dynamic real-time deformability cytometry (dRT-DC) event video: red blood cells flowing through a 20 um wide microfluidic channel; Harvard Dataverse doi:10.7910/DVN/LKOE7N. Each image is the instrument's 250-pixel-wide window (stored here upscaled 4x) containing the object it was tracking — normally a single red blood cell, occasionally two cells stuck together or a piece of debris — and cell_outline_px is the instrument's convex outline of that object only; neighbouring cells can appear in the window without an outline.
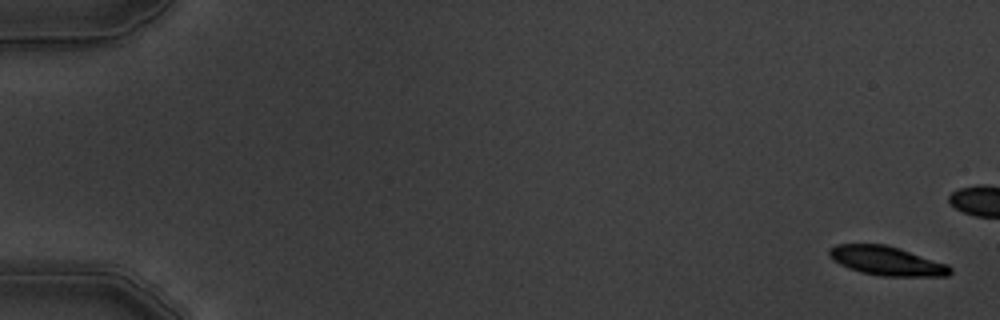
{"species": "common noctule bat (a hibernating species)", "species_latin": "Nyctalus noctula", "temperature_condition": "warm", "stored_images_in_passage": 5, "camera_frame_rate_fps": 3000, "um_per_image_px": 0.085, "animal": {"sex": "male", "body_mass_g": 19.5, "forearm_length_mm": 54.6}, "frame": {"image": 1, "passage_image": 1, "time_ms": 0.0, "image_size_px": [1000, 320], "cell_outline_px": [[952, 272], [948, 276], [880, 276], [860, 272], [848, 268], [832, 260], [828, 256], [828, 248], [836, 244], [884, 244], [900, 248], [948, 264], [952, 268]], "centroid_in_image_um": [75.36, 22.17], "position_along_channel_um": 9.6, "area_um2": 20.75}}